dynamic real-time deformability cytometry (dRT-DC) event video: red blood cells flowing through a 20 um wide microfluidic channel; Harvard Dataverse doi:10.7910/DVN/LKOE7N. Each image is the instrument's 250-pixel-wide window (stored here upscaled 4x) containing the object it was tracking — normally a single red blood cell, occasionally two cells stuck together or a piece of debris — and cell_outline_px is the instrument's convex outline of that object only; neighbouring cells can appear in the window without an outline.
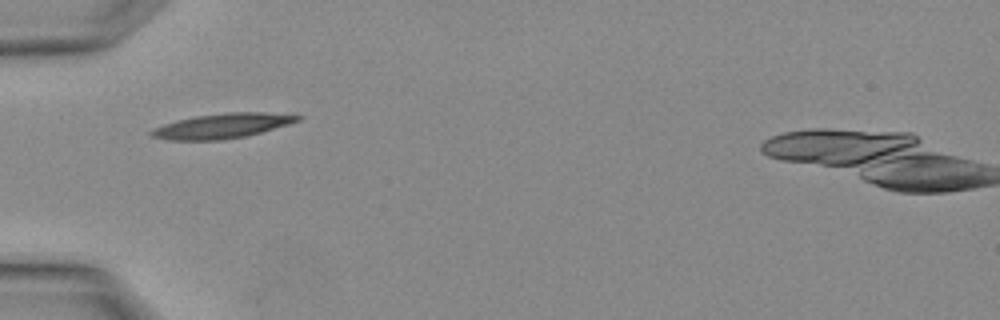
{"species": "Egyptian fruit bat (a non-hibernating species)", "species_latin": "Rousettus aegyptiacus", "temperature_condition": "warm", "stored_images_in_passage": 1, "camera_frame_rate_fps": 3000, "um_per_image_px": 0.085, "animal": {"sex": "female"}, "frame": {"image": 1, "passage_image": 1, "time_ms": 0.0, "image_size_px": [1000, 320], "cell_outline_px": [[304, 116], [300, 120], [288, 124], [260, 132], [244, 136], [220, 140], [168, 140], [152, 136], [148, 132], [152, 128], [164, 124], [196, 116], [232, 112], [264, 112]], "centroid_in_image_um": [18.87, 10.7], "position_along_channel_um": 66.1, "area_um2": 20.81}}